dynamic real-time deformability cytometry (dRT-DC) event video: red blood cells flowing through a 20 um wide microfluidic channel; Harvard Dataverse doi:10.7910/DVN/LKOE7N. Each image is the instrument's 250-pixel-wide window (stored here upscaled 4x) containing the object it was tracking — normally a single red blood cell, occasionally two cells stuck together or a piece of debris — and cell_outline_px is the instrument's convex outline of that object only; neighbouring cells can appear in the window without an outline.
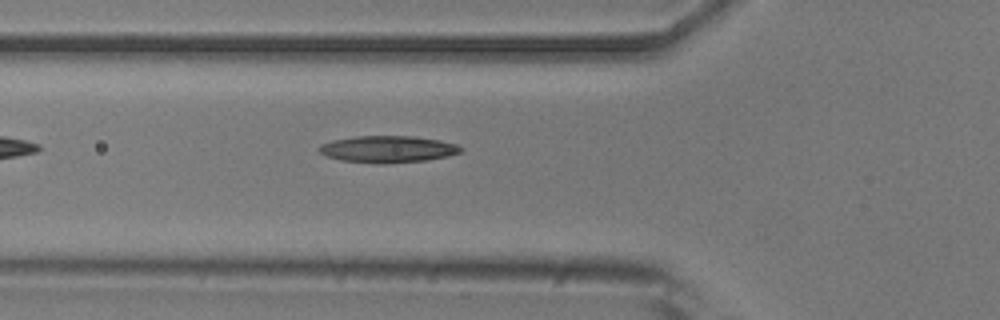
{"species": "common noctule bat (a hibernating species)", "species_latin": "Nyctalus noctula", "temperature_condition": "room temperature", "stored_images_in_passage": 6, "camera_frame_rate_fps": 3000, "um_per_image_px": 0.085, "animal": {"sex": "male", "body_mass_g": 20.5, "forearm_length_mm": 52.5}, "frame": {"image": 1, "passage_image": 6, "time_ms": 5.667, "image_size_px": [1000, 320], "cell_outline_px": [[464, 148], [460, 152], [448, 156], [428, 160], [384, 164], [380, 164], [340, 160], [328, 156], [320, 152], [316, 148], [320, 144], [332, 140], [356, 136], [412, 136], [440, 140], [456, 144]], "centroid_in_image_um": [32.96, 12.68], "position_along_channel_um": 92.8, "area_um2": 22.25}}